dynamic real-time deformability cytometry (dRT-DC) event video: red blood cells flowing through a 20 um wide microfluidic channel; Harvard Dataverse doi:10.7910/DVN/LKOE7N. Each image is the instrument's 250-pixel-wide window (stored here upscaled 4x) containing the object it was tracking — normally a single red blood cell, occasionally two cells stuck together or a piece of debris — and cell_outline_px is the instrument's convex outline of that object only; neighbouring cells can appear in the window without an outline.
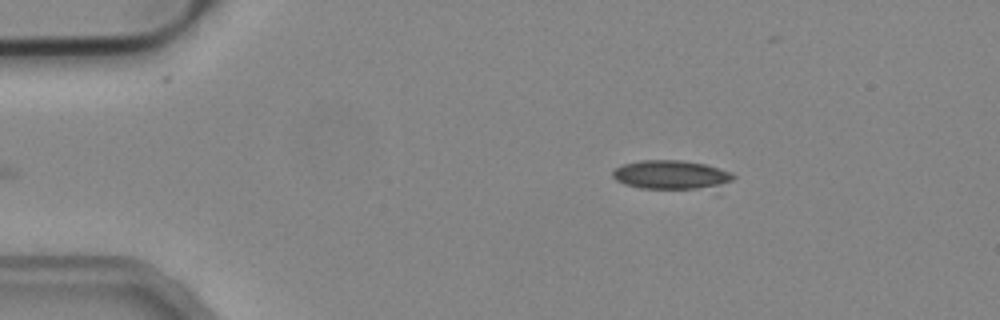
{"species": "common noctule bat (a hibernating species)", "species_latin": "Nyctalus noctula", "temperature_condition": "cold", "stored_images_in_passage": 12, "camera_frame_rate_fps": 3000, "um_per_image_px": 0.085, "animal": {"sex": "male", "body_mass_g": 19.2, "forearm_length_mm": 51.8}, "frame": {"image": 1, "passage_image": 1, "time_ms": 0.0, "image_size_px": [1000, 320], "cell_outline_px": [[736, 176], [720, 196], [640, 188], [624, 184], [616, 180], [612, 176], [612, 168], [624, 164], [640, 160], [680, 160], [704, 164], [732, 172]], "centroid_in_image_um": [57.32, 15.01], "position_along_channel_um": 27.7, "area_um2": 23.18}}
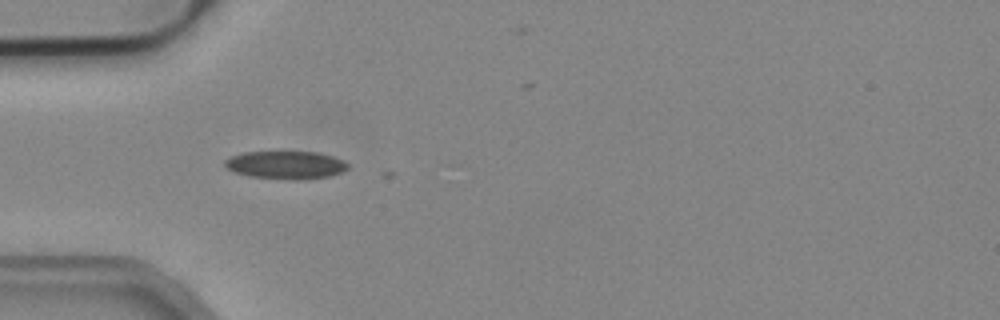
{"frame": {"image": 2, "passage_image": 8, "time_ms": 2.333, "image_size_px": [1000, 320], "cell_outline_px": [[348, 168], [344, 172], [328, 176], [300, 180], [292, 180], [248, 176], [236, 172], [228, 168], [224, 164], [224, 160], [232, 156], [244, 152], [320, 152], [344, 160], [348, 164]], "centroid_in_image_um": [24.33, 14.02], "position_along_channel_um": 60.7, "area_um2": 20.06}}